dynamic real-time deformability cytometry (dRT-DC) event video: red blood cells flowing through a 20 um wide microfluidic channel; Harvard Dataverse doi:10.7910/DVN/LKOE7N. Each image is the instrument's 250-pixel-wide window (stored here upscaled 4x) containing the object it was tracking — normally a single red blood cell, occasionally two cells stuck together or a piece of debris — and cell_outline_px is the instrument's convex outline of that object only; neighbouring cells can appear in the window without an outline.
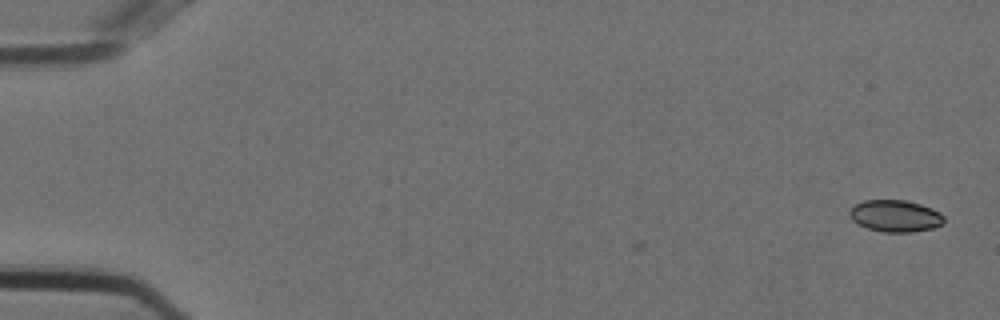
{"species": "Egyptian fruit bat (a non-hibernating species)", "species_latin": "Rousettus aegyptiacus", "temperature_condition": "cold", "stored_images_in_passage": 3, "camera_frame_rate_fps": 3000, "um_per_image_px": 0.085, "animal": {"sex": "female"}, "frame": {"image": 1, "passage_image": 3, "time_ms": 0.667, "image_size_px": [1000, 320], "cell_outline_px": [[944, 224], [932, 228], [912, 232], [884, 232], [868, 228], [852, 220], [848, 212], [856, 204], [864, 200], [904, 200], [920, 204], [940, 212], [944, 216]], "centroid_in_image_um": [76.12, 18.35], "position_along_channel_um": 8.9, "area_um2": 17.4}}